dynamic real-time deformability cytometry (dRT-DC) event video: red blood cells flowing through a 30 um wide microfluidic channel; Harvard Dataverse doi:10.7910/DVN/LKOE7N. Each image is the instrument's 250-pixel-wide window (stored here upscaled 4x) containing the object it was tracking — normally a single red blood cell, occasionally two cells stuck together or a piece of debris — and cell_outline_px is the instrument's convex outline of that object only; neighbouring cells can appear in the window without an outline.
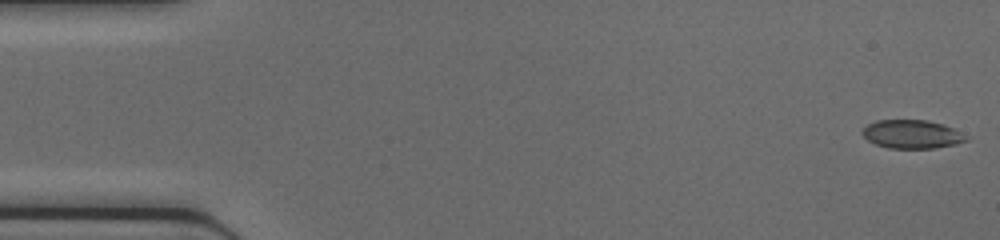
{"species": "common noctule bat (a hibernating species)", "species_latin": "Nyctalus noctula", "temperature_condition": "cold", "stored_images_in_passage": 45, "camera_frame_rate_fps": 3000, "um_per_image_px": 0.085, "animal": {"sex": "female", "body_mass_g": 17.0, "forearm_length_mm": 48.0}, "frame": {"image": 1, "passage_image": 1, "time_ms": 0.0, "image_size_px": [1000, 240], "cell_outline_px": [[968, 140], [956, 144], [932, 148], [888, 148], [876, 144], [868, 140], [860, 132], [868, 124], [876, 120], [928, 120], [944, 124], [952, 128], [964, 136]], "centroid_in_image_um": [77.47, 11.4], "position_along_channel_um": 7.5, "area_um2": 17.05}}
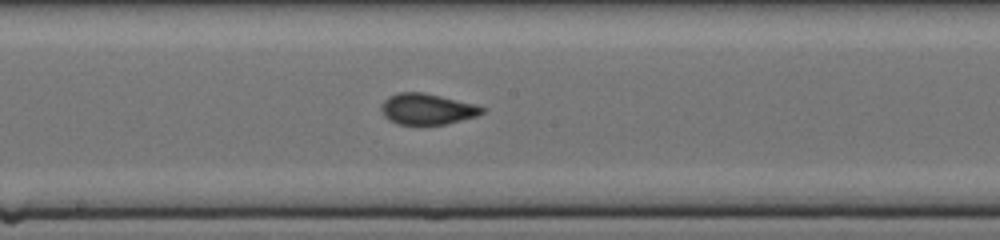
{"frame": {"image": 2, "passage_image": 24, "time_ms": 7.667, "image_size_px": [1000, 240], "cell_outline_px": [[488, 108], [484, 112], [476, 116], [444, 124], [396, 124], [388, 120], [384, 116], [380, 108], [380, 104], [388, 96], [400, 92], [424, 92], [476, 104]], "centroid_in_image_um": [36.29, 9.26], "position_along_channel_um": 211.9, "area_um2": 18.32}}
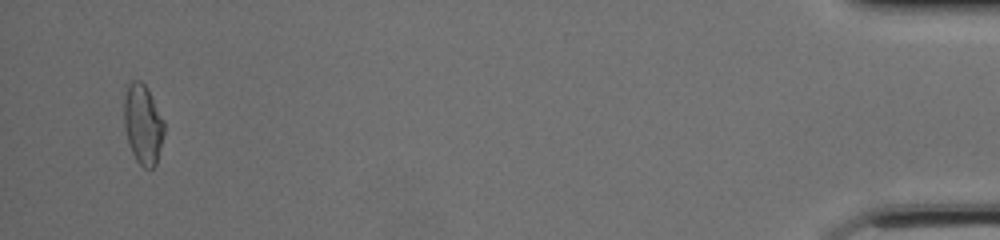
{"frame": {"image": 3, "passage_image": 44, "time_ms": 14.333, "image_size_px": [1000, 240], "cell_outline_px": [[164, 132], [156, 164], [152, 168], [144, 168], [136, 160], [132, 152], [128, 140], [124, 124], [124, 96], [128, 84], [132, 80], [140, 80], [148, 88], [164, 120]], "centroid_in_image_um": [12.15, 10.53], "position_along_channel_um": 423.1, "area_um2": 18.61}}